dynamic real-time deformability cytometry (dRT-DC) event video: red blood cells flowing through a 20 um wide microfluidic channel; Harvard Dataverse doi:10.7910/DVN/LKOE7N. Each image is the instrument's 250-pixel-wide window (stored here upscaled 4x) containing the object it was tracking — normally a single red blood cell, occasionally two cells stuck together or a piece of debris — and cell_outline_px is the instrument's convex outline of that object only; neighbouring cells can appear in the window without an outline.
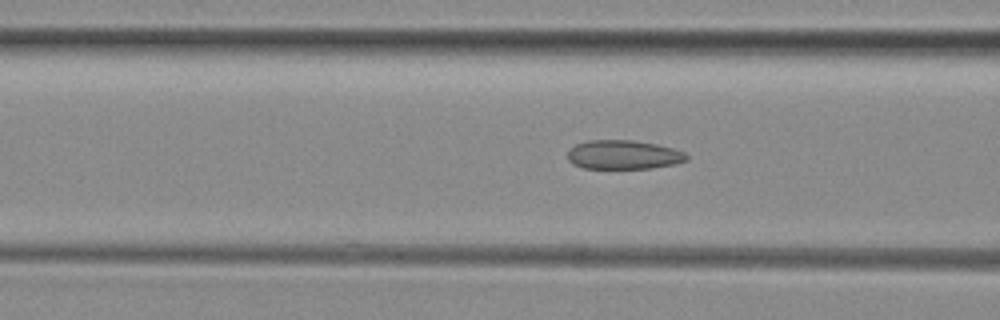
{"species": "common noctule bat (a hibernating species)", "species_latin": "Nyctalus noctula", "temperature_condition": "room temperature", "stored_images_in_passage": 33, "camera_frame_rate_fps": 3000, "um_per_image_px": 0.085, "animal": {"sex": "female", "body_mass_g": 29.2, "forearm_length_mm": 56.3}, "frame": {"image": 1, "passage_image": 4, "time_ms": 1.0, "image_size_px": [1000, 320], "cell_outline_px": [[688, 160], [676, 164], [652, 168], [584, 168], [572, 164], [568, 160], [568, 152], [576, 144], [588, 140], [632, 140], [656, 144], [672, 148], [684, 152], [688, 156]], "centroid_in_image_um": [53.01, 13.15], "position_along_channel_um": 113.6, "area_um2": 20.11}}
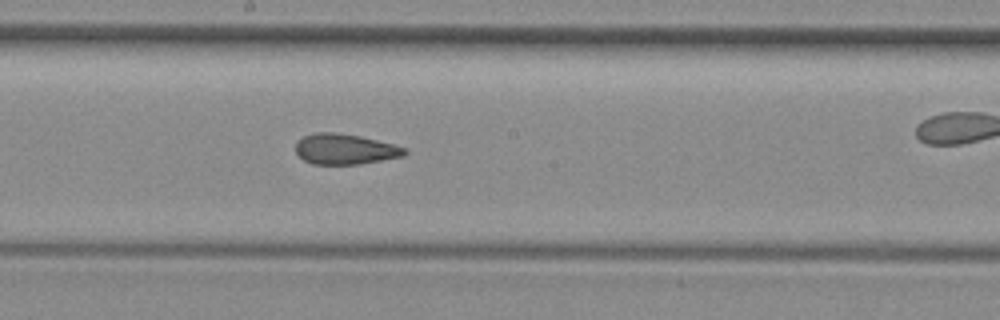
{"frame": {"image": 2, "passage_image": 12, "time_ms": 3.667, "image_size_px": [1000, 320], "cell_outline_px": [[408, 152], [404, 156], [360, 164], [312, 164], [304, 160], [296, 152], [296, 140], [304, 136], [316, 132], [332, 132], [360, 136], [408, 148]], "centroid_in_image_um": [29.33, 12.68], "position_along_channel_um": 218.9, "area_um2": 19.36}}
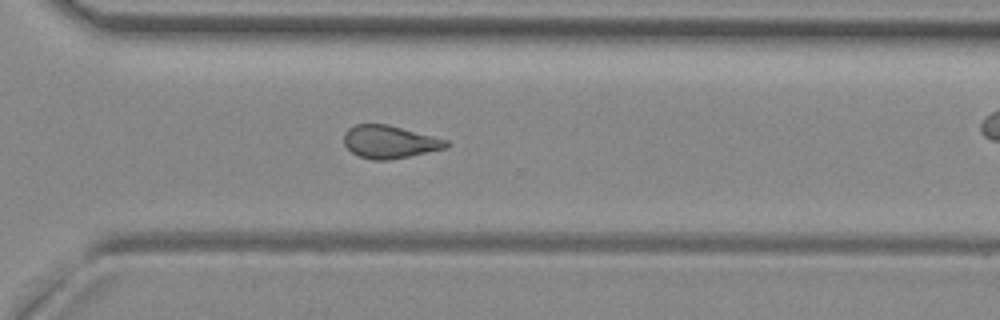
{"frame": {"image": 3, "passage_image": 21, "time_ms": 6.667, "image_size_px": [1000, 320], "cell_outline_px": [[452, 144], [448, 148], [388, 160], [372, 160], [360, 156], [352, 152], [344, 144], [344, 132], [348, 128], [356, 124], [388, 124], [448, 140]], "centroid_in_image_um": [33.14, 12.05], "position_along_channel_um": 337.5, "area_um2": 19.59}}